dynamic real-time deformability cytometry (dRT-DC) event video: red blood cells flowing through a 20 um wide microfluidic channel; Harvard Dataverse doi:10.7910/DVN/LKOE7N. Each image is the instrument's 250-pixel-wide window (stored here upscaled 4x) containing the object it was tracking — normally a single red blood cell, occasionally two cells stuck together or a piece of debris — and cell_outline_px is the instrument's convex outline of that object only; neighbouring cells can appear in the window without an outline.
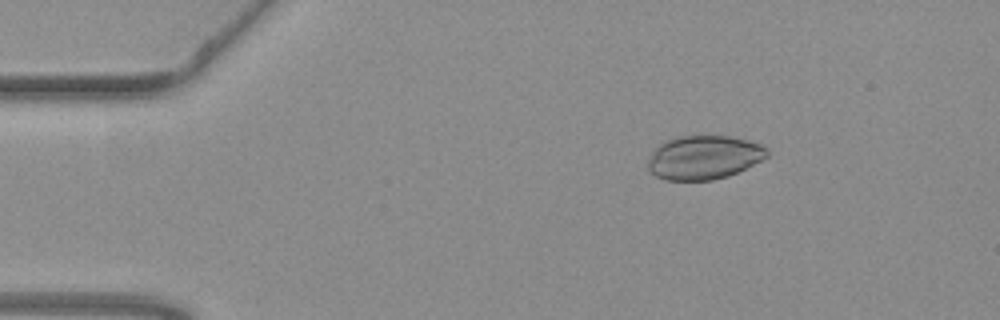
{"species": "common noctule bat (a hibernating species)", "species_latin": "Nyctalus noctula", "temperature_condition": "warm", "stored_images_in_passage": 49, "camera_frame_rate_fps": 3000, "um_per_image_px": 0.085, "animal": {"sex": "female", "body_mass_g": 19.3, "forearm_length_mm": 54.1}, "frame": {"image": 1, "passage_image": 2, "time_ms": 0.333, "image_size_px": [1000, 320], "cell_outline_px": [[768, 156], [728, 176], [712, 180], [664, 180], [648, 172], [648, 160], [652, 152], [664, 140], [676, 136], [728, 136], [748, 140], [760, 144], [768, 148]], "centroid_in_image_um": [59.79, 13.38], "position_along_channel_um": 25.2, "area_um2": 30.4}}
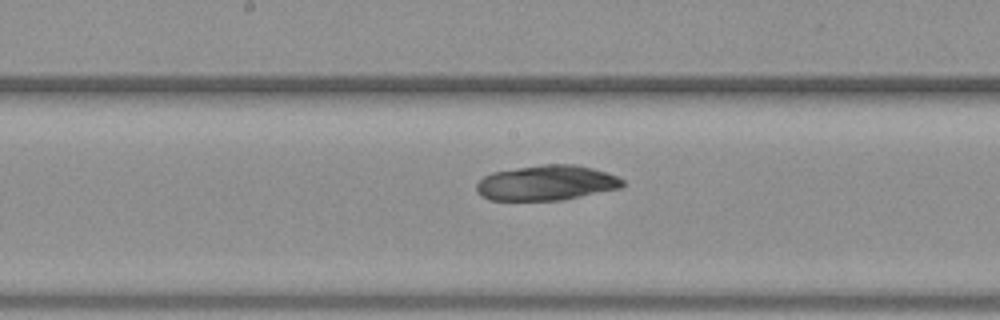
{"frame": {"image": 2, "passage_image": 22, "time_ms": 7.0, "image_size_px": [1000, 320], "cell_outline_px": [[624, 184], [620, 188], [560, 200], [488, 200], [480, 196], [476, 192], [476, 184], [484, 176], [492, 172], [540, 164], [576, 164], [592, 168], [616, 176], [624, 180]], "centroid_in_image_um": [46.4, 15.54], "position_along_channel_um": 201.8, "area_um2": 29.88}}
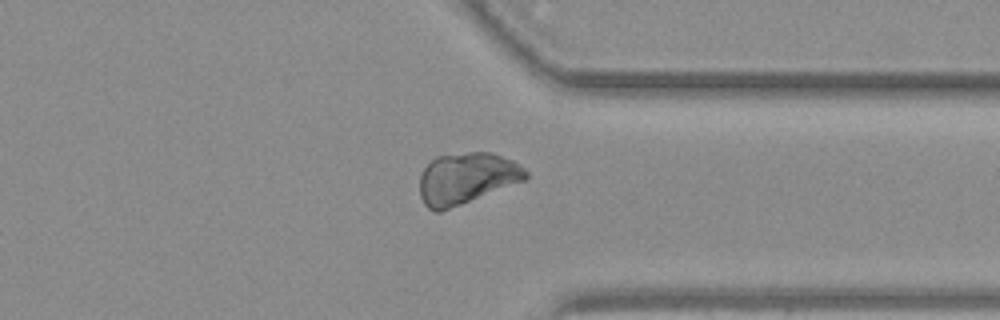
{"frame": {"image": 3, "passage_image": 36, "time_ms": 11.667, "image_size_px": [1000, 320], "cell_outline_px": [[528, 176], [524, 180], [440, 212], [432, 212], [424, 204], [420, 196], [420, 176], [424, 168], [436, 156], [468, 152], [492, 152], [512, 160], [524, 168], [528, 172]], "centroid_in_image_um": [39.63, 15.15], "position_along_channel_um": 371.8, "area_um2": 31.5}}